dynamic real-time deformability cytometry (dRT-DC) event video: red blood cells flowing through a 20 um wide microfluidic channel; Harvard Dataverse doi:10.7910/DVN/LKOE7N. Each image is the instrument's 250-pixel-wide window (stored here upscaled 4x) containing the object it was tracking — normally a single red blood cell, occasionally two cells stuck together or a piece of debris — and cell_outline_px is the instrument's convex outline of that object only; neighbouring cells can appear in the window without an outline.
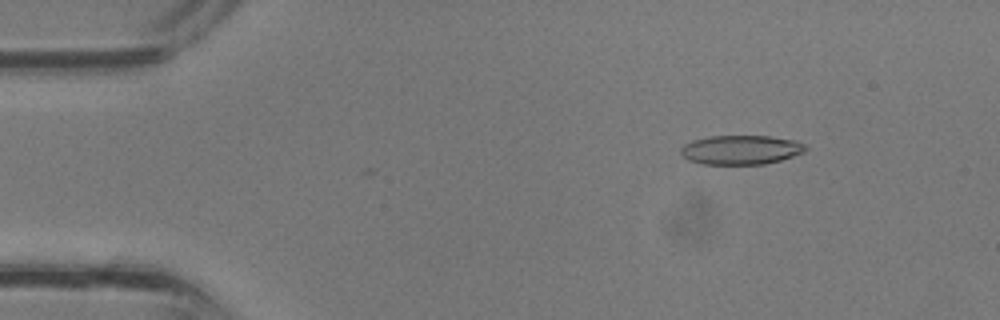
{"species": "common noctule bat (a hibernating species)", "species_latin": "Nyctalus noctula", "temperature_condition": "room temperature", "stored_images_in_passage": 29, "camera_frame_rate_fps": 3000, "um_per_image_px": 0.085, "animal": {"sex": "male", "body_mass_g": 13.3}, "frame": {"image": 1, "passage_image": 5, "time_ms": 1.333, "image_size_px": [1000, 320], "cell_outline_px": [[808, 148], [804, 152], [780, 160], [764, 164], [704, 164], [688, 160], [680, 152], [680, 148], [684, 144], [692, 140], [708, 136], [768, 136], [796, 140], [804, 144]], "centroid_in_image_um": [62.97, 12.73], "position_along_channel_um": 22.0, "area_um2": 21.27}}
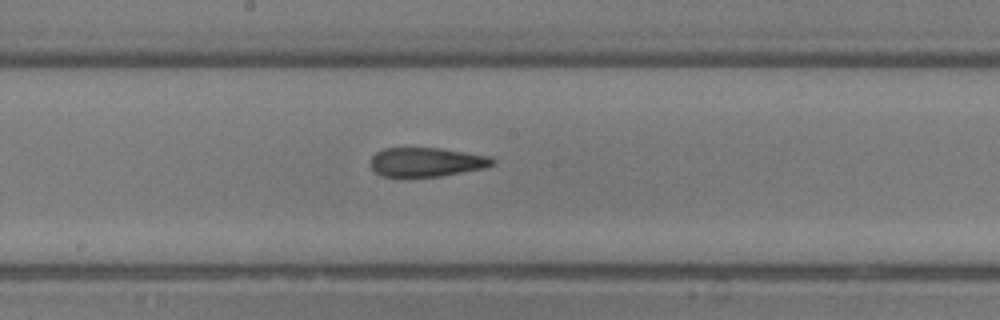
{"frame": {"image": 2, "passage_image": 19, "time_ms": 6.0, "image_size_px": [1000, 320], "cell_outline_px": [[496, 164], [484, 168], [440, 176], [380, 176], [368, 164], [372, 156], [376, 152], [384, 148], [440, 148], [492, 156], [496, 160]], "centroid_in_image_um": [36.27, 13.76], "position_along_channel_um": 211.9, "area_um2": 20.81}}
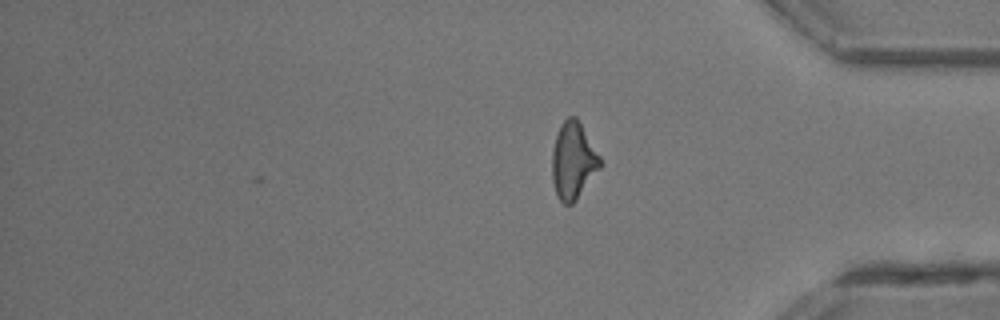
{"frame": {"image": 3, "passage_image": 29, "time_ms": 9.333, "image_size_px": [1000, 320], "cell_outline_px": [[604, 164], [576, 200], [572, 204], [564, 204], [556, 196], [552, 180], [552, 152], [556, 136], [560, 124], [568, 116], [576, 116], [600, 156]], "centroid_in_image_um": [48.73, 13.67], "position_along_channel_um": 386.5, "area_um2": 21.68}}